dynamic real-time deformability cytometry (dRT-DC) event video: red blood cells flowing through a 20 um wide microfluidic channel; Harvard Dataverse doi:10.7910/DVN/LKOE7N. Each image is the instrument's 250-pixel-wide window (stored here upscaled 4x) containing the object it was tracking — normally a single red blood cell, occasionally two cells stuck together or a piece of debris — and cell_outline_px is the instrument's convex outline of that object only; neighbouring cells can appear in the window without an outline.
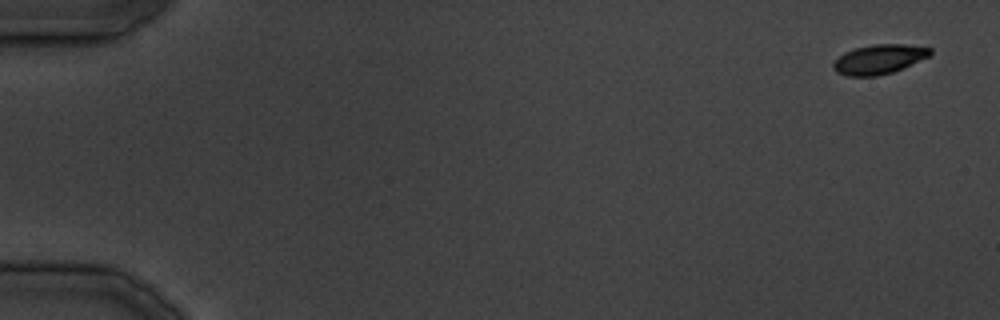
{"species": "common noctule bat (a hibernating species)", "species_latin": "Nyctalus noctula", "temperature_condition": "cold", "stored_images_in_passage": 36, "camera_frame_rate_fps": 3000, "um_per_image_px": 0.085, "animal": {"sex": "male", "body_mass_g": 19.5, "forearm_length_mm": 54.6}, "frame": {"image": 1, "passage_image": 1, "time_ms": 0.0, "image_size_px": [1000, 320], "cell_outline_px": [[932, 52], [928, 56], [892, 72], [876, 76], [848, 76], [836, 72], [832, 68], [832, 64], [844, 52], [856, 48], [872, 44], [904, 44], [932, 48]], "centroid_in_image_um": [74.68, 5.03], "position_along_channel_um": 10.3, "area_um2": 16.42}}
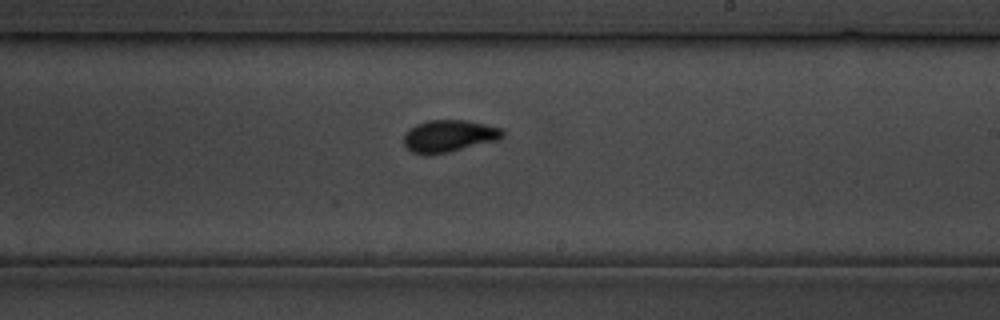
{"frame": {"image": 2, "passage_image": 22, "time_ms": 26.0, "image_size_px": [1000, 320], "cell_outline_px": [[504, 136], [500, 140], [448, 152], [424, 156], [412, 152], [404, 144], [404, 132], [408, 128], [416, 124], [428, 120], [468, 120], [504, 128]], "centroid_in_image_um": [38.18, 11.56], "position_along_channel_um": 250.8, "area_um2": 18.9}}
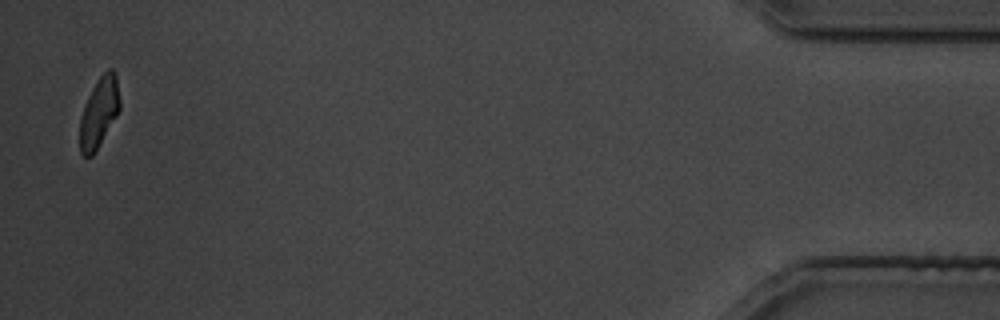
{"frame": {"image": 3, "passage_image": 36, "time_ms": 43.0, "image_size_px": [1000, 320], "cell_outline_px": [[120, 108], [116, 116], [92, 156], [84, 156], [80, 152], [80, 116], [84, 104], [92, 88], [100, 76], [108, 68], [112, 68], [116, 72], [120, 100]], "centroid_in_image_um": [8.42, 9.51], "position_along_channel_um": 426.8, "area_um2": 16.18}}